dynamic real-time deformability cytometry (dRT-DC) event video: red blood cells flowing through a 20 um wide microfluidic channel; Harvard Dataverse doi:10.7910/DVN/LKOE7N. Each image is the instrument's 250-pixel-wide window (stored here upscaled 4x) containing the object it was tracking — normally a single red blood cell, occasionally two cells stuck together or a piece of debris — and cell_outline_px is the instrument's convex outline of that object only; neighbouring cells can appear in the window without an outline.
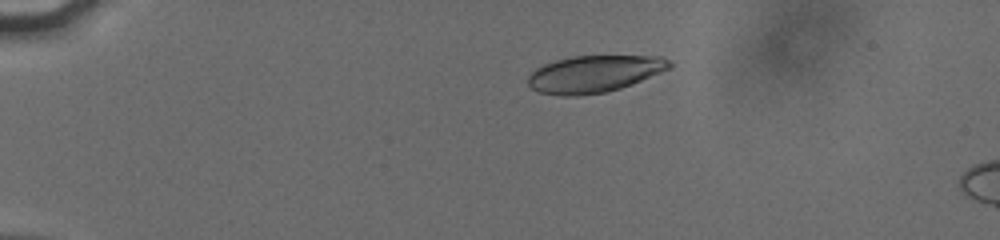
{"species": "human", "species_latin": "Homo sapiens", "temperature_condition": "cold", "stored_images_in_passage": 11, "camera_frame_rate_fps": 3000, "um_per_image_px": 0.085, "donor": {"sex": "male"}, "frame": {"image": 1, "passage_image": 4, "time_ms": 1.0, "image_size_px": [1000, 240], "cell_outline_px": [[672, 64], [668, 68], [660, 72], [632, 84], [620, 88], [604, 92], [576, 96], [560, 96], [540, 92], [532, 88], [528, 84], [528, 76], [536, 68], [544, 64], [556, 60], [572, 56], [660, 56], [668, 60]], "centroid_in_image_um": [50.47, 6.28], "position_along_channel_um": 34.5, "area_um2": 30.17}}